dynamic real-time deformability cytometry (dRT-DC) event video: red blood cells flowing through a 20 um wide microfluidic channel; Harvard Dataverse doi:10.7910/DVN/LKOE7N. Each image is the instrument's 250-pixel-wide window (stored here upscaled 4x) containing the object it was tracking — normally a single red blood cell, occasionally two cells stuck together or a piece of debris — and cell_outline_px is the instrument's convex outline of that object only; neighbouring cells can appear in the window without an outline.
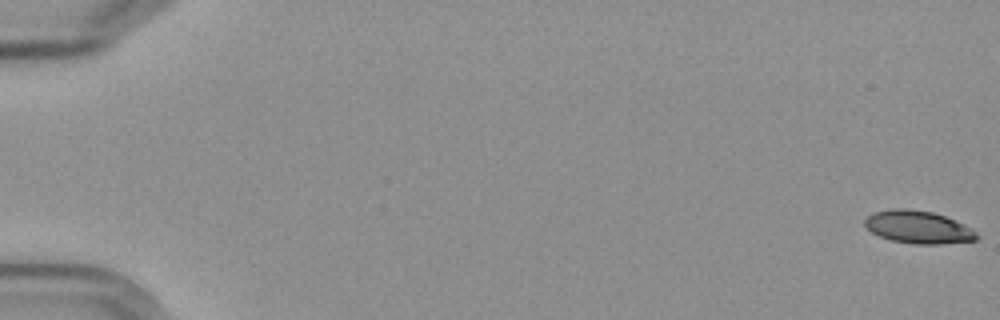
{"species": "Egyptian fruit bat (a non-hibernating species)", "species_latin": "Rousettus aegyptiacus", "temperature_condition": "cold", "stored_images_in_passage": 58, "camera_frame_rate_fps": 3000, "um_per_image_px": 0.085, "frame": {"image": 1, "passage_image": 1, "time_ms": 0.0, "image_size_px": [1000, 320], "cell_outline_px": [[980, 236], [976, 240], [940, 244], [912, 244], [892, 240], [880, 236], [872, 232], [864, 224], [864, 220], [872, 212], [892, 208], [904, 208], [932, 212], [944, 216], [972, 228]], "centroid_in_image_um": [78.04, 19.3], "position_along_channel_um": 7.0, "area_um2": 21.27}}
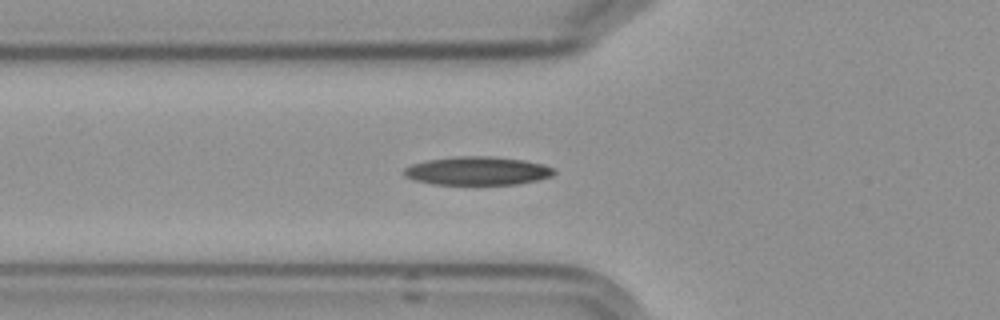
{"frame": {"image": 2, "passage_image": 22, "time_ms": 7.0, "image_size_px": [1000, 320], "cell_outline_px": [[556, 172], [552, 176], [536, 180], [516, 184], [432, 184], [412, 180], [404, 176], [400, 172], [404, 168], [412, 164], [428, 160], [456, 156], [492, 156], [524, 160], [544, 164], [556, 168]], "centroid_in_image_um": [40.56, 14.52], "position_along_channel_um": 85.2, "area_um2": 25.09}}
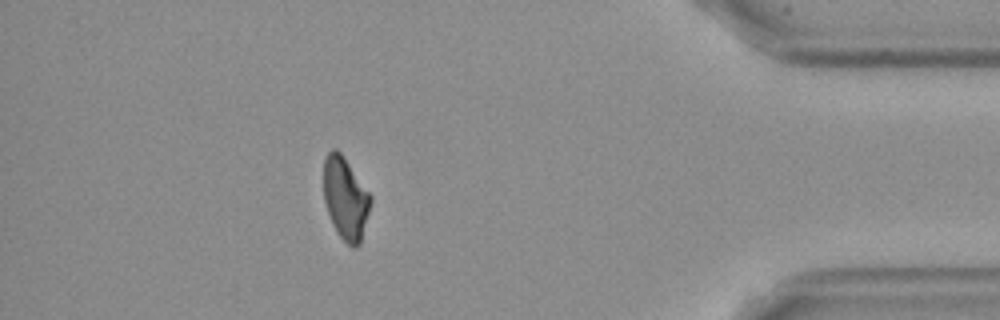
{"frame": {"image": 3, "passage_image": 52, "time_ms": 17.0, "image_size_px": [1000, 320], "cell_outline_px": [[372, 200], [360, 244], [356, 248], [352, 248], [336, 232], [332, 224], [324, 200], [324, 160], [328, 152], [332, 148], [336, 148], [340, 152], [372, 196]], "centroid_in_image_um": [29.37, 16.87], "position_along_channel_um": 405.8, "area_um2": 22.43}, "authors_computed_cell_mechanics": {"area_um2": 23.0911, "velocity_mm_per_s": 3.5969, "shape_relaxation_time_tau1_ms": 4.8968, "shape_relaxation_time_tau2_ms": null, "deformation_change_tau1": 0.1439, "deformation_change_tau2": null}}